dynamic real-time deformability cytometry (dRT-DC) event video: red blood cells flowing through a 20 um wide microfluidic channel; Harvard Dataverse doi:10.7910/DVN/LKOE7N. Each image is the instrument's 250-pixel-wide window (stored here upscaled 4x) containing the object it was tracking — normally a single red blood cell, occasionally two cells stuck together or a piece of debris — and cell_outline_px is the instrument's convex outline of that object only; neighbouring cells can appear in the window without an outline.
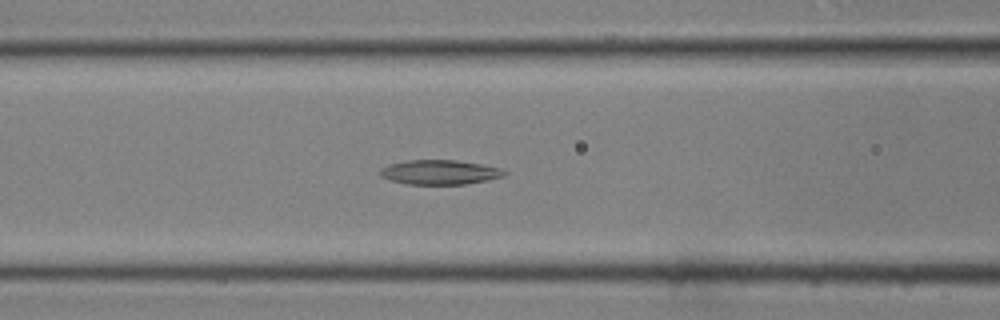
{"species": "common noctule bat (a hibernating species)", "species_latin": "Nyctalus noctula", "temperature_condition": "room temperature", "stored_images_in_passage": 33, "camera_frame_rate_fps": 3000, "um_per_image_px": 0.085, "animal": {"sex": "male", "body_mass_g": 19.0, "forearm_length_mm": 50.8}, "frame": {"image": 1, "passage_image": 9, "time_ms": 2.667, "image_size_px": [1000, 320], "cell_outline_px": [[508, 172], [504, 176], [488, 180], [464, 184], [408, 184], [392, 180], [380, 176], [380, 168], [388, 164], [408, 160], [456, 160], [504, 168]], "centroid_in_image_um": [37.41, 14.63], "position_along_channel_um": 129.2, "area_um2": 17.8}}
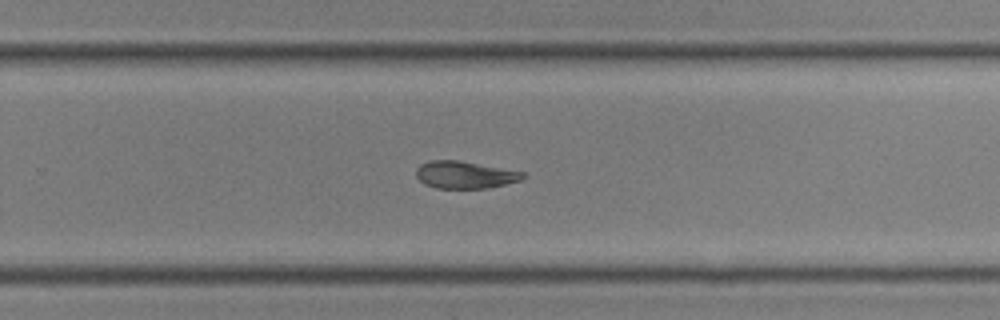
{"frame": {"image": 2, "passage_image": 19, "time_ms": 6.0, "image_size_px": [1000, 320], "cell_outline_px": [[528, 176], [520, 180], [488, 188], [436, 188], [424, 184], [416, 176], [416, 168], [420, 164], [428, 160], [456, 160], [524, 172]], "centroid_in_image_um": [39.49, 14.86], "position_along_channel_um": 290.3, "area_um2": 16.88}}
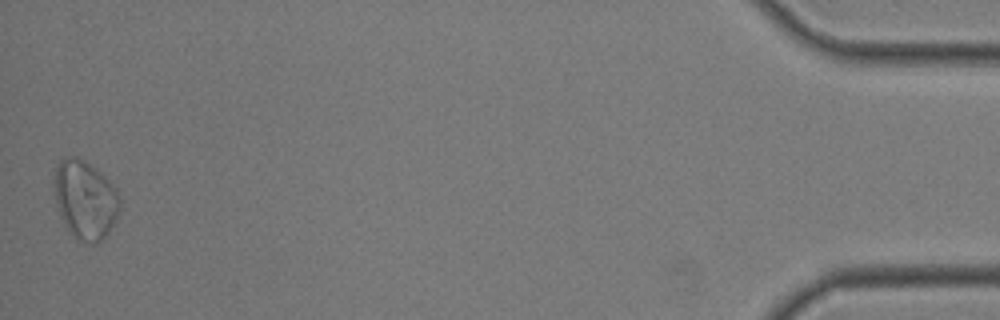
{"frame": {"image": 3, "passage_image": 33, "time_ms": 10.667, "image_size_px": [1000, 320], "cell_outline_px": [[120, 208], [116, 220], [108, 232], [96, 244], [92, 244], [80, 240], [72, 236], [64, 224], [56, 208], [52, 192], [52, 184], [56, 168], [60, 160], [68, 156], [76, 156], [84, 160], [100, 172], [116, 188], [120, 196]], "centroid_in_image_um": [7.2, 16.97], "position_along_channel_um": 428.0, "area_um2": 30.58}}